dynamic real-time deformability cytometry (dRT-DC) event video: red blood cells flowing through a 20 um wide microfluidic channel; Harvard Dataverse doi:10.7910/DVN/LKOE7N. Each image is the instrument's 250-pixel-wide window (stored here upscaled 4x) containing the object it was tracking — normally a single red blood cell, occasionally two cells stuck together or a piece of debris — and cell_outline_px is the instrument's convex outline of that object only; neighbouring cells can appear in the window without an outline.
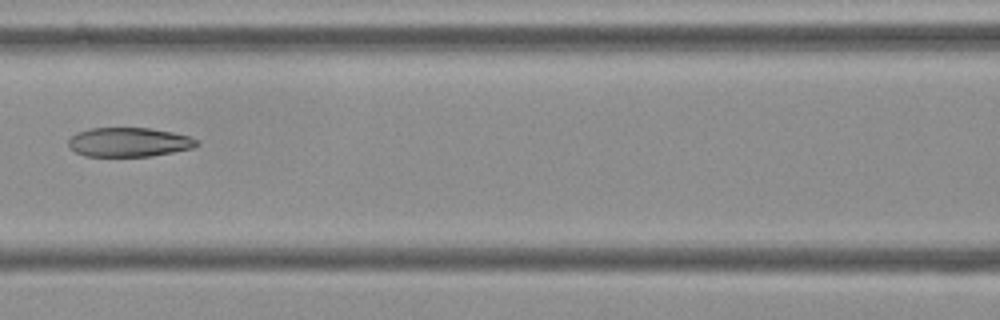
{"species": "Egyptian fruit bat (a non-hibernating species)", "species_latin": "Rousettus aegyptiacus", "temperature_condition": "cold", "stored_images_in_passage": 10, "camera_frame_rate_fps": 3000, "um_per_image_px": 0.085, "frame": {"image": 1, "passage_image": 7, "time_ms": 2.0, "image_size_px": [1000, 320], "cell_outline_px": [[200, 144], [192, 148], [152, 156], [84, 156], [76, 152], [68, 144], [68, 140], [76, 132], [88, 128], [152, 128], [172, 132], [188, 136], [196, 140]], "centroid_in_image_um": [10.94, 12.08], "position_along_channel_um": 155.7, "area_um2": 21.79}}
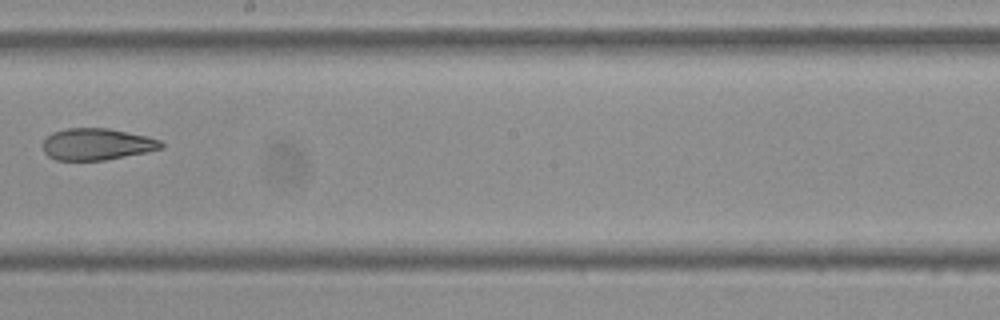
{"frame": {"image": 2, "passage_image": 9, "time_ms": 2.667, "image_size_px": [1000, 320], "cell_outline_px": [[164, 144], [160, 148], [148, 152], [104, 160], [56, 160], [48, 156], [44, 152], [44, 140], [52, 132], [68, 128], [108, 128], [148, 136], [160, 140]], "centroid_in_image_um": [8.24, 12.25], "position_along_channel_um": 240.0, "area_um2": 21.79}}
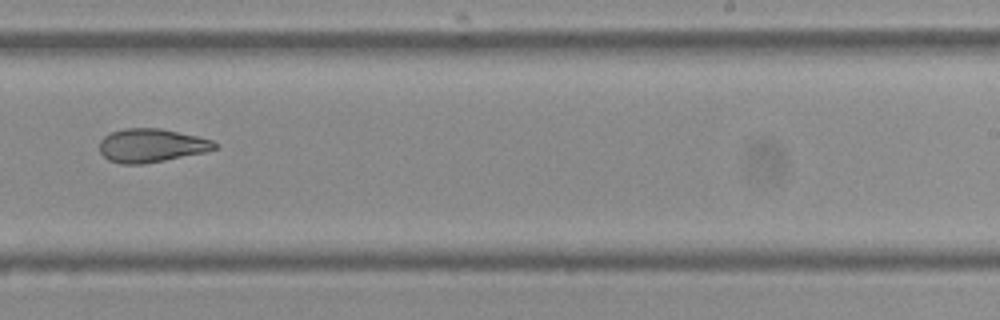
{"frame": {"image": 3, "passage_image": 10, "time_ms": 3.0, "image_size_px": [1000, 320], "cell_outline_px": [[216, 148], [204, 152], [164, 160], [140, 164], [120, 164], [108, 160], [100, 152], [100, 140], [104, 136], [112, 132], [124, 128], [160, 128], [196, 136], [212, 140], [216, 144]], "centroid_in_image_um": [12.82, 12.36], "position_along_channel_um": 276.2, "area_um2": 22.25}}